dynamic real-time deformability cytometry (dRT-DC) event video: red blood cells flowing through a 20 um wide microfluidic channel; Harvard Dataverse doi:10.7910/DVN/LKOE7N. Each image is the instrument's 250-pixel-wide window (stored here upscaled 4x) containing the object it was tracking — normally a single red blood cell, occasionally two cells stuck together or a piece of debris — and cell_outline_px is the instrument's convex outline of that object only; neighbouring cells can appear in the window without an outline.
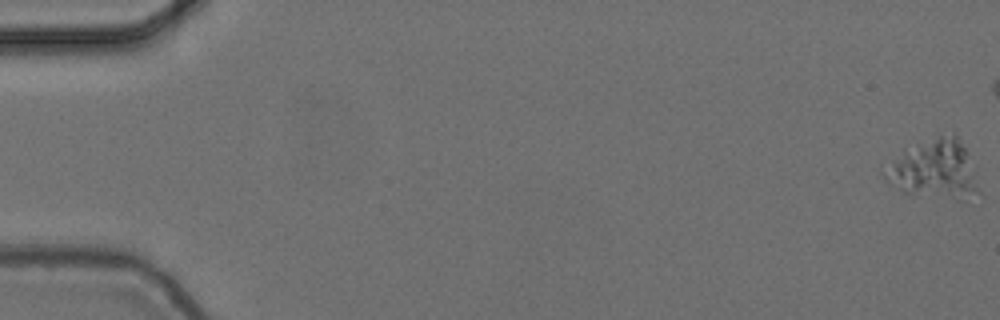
{"species": "common noctule bat (a hibernating species)", "species_latin": "Nyctalus noctula", "temperature_condition": "cold", "stored_images_in_passage": 22, "camera_frame_rate_fps": 3000, "um_per_image_px": 0.085, "animal": {"sex": "female", "body_mass_g": 24.6, "forearm_length_mm": 56.2}, "frame": {"image": 1, "passage_image": 1, "time_ms": 0.0, "image_size_px": [1000, 320], "cell_outline_px": [[972, 192], [964, 200], [960, 200], [904, 192], [888, 184], [884, 180], [880, 172], [880, 168], [904, 148], [940, 132], [956, 136], [964, 148], [972, 176]], "centroid_in_image_um": [79.17, 14.33], "position_along_channel_um": 5.8, "area_um2": 31.62}}
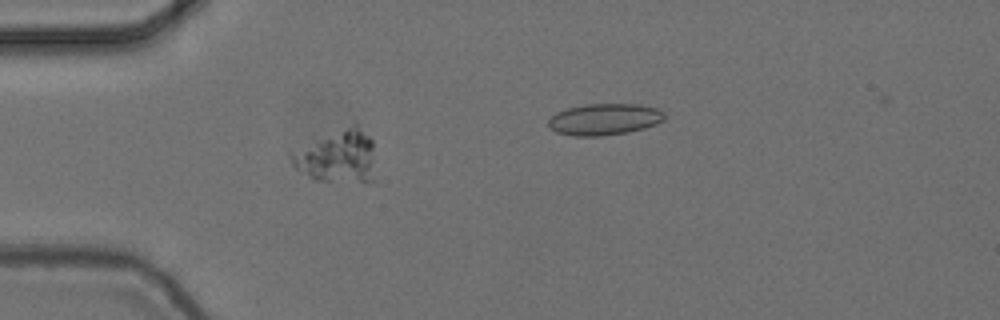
{"frame": {"image": 2, "passage_image": 18, "time_ms": 5.667, "image_size_px": [1000, 320], "cell_outline_px": [[376, 184], [312, 180], [296, 168], [292, 164], [288, 156], [352, 124], [356, 124], [372, 140], [376, 180]], "centroid_in_image_um": [28.8, 13.42], "position_along_channel_um": 56.2, "area_um2": 25.49}}